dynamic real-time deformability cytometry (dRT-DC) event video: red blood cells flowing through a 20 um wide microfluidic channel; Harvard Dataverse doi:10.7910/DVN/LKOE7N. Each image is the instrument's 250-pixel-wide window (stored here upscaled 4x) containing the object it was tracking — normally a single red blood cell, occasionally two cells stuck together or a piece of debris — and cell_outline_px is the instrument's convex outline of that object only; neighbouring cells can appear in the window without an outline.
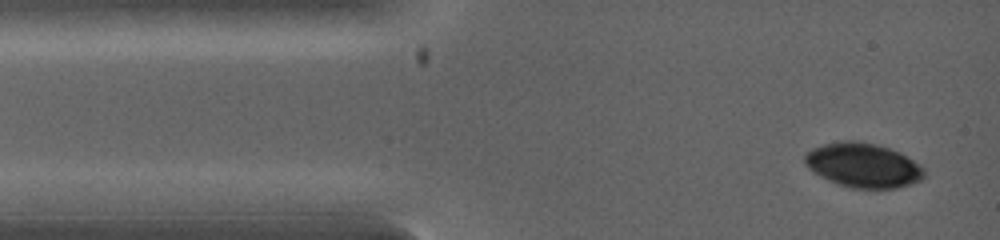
{"species": "common noctule bat (a hibernating species)", "species_latin": "Nyctalus noctula", "temperature_condition": "warm", "stored_images_in_passage": 7, "camera_frame_rate_fps": 5000, "um_per_image_px": 0.085, "animal": {"sex": "female", "body_mass_g": 19.0, "forearm_length_mm": 53.3}, "frame": {"image": 1, "passage_image": 1, "time_ms": 0.0, "image_size_px": [1000, 240], "cell_outline_px": [[924, 176], [920, 180], [896, 188], [852, 188], [828, 180], [808, 168], [804, 164], [804, 152], [812, 148], [824, 144], [844, 140], [852, 140], [872, 144], [888, 148], [900, 152], [920, 164], [924, 168]], "centroid_in_image_um": [73.34, 14.04], "position_along_channel_um": 11.7, "area_um2": 30.69}}